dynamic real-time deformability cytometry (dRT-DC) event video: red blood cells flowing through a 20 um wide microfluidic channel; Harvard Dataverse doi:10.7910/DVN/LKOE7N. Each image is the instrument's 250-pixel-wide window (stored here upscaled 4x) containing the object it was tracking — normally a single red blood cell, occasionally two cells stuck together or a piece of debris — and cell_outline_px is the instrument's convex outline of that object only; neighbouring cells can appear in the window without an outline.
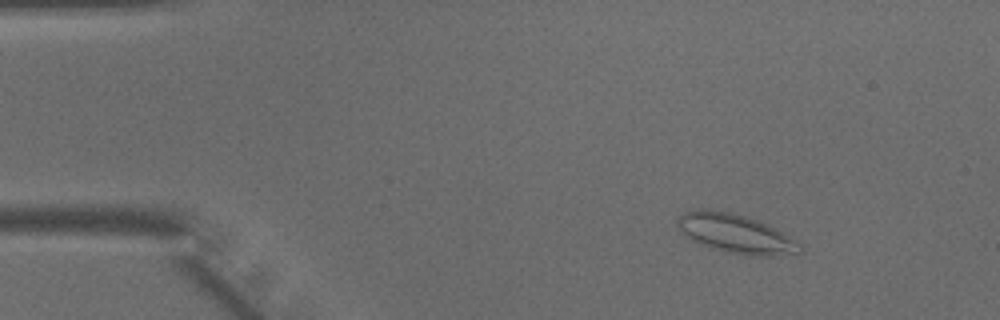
{"species": "common noctule bat (a hibernating species)", "species_latin": "Nyctalus noctula", "temperature_condition": "warm", "stored_images_in_passage": 48, "segment_of_instrument_passage": [1, 2], "camera_frame_rate_fps": 3000, "um_per_image_px": 0.085, "animal": {"sex": "male", "body_mass_g": 15.6}, "frame": {"image": 1, "passage_image": 7, "time_ms": 2.0, "image_size_px": [1000, 320], "cell_outline_px": [[804, 252], [768, 256], [752, 256], [728, 252], [712, 248], [700, 244], [692, 240], [676, 224], [676, 220], [684, 212], [696, 208], [708, 208], [728, 212], [744, 216], [756, 220], [776, 228], [800, 244], [804, 248]], "centroid_in_image_um": [62.53, 19.85], "position_along_channel_um": 22.5, "area_um2": 27.63}}
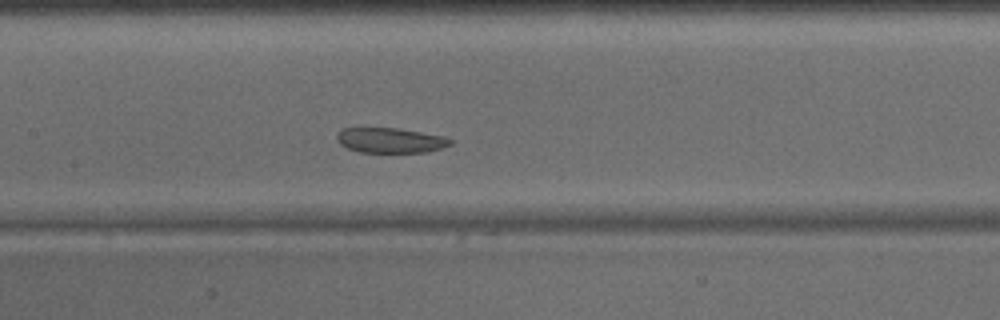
{"frame": {"image": 2, "passage_image": 23, "time_ms": 7.333, "image_size_px": [1000, 320], "cell_outline_px": [[452, 144], [428, 152], [360, 152], [348, 148], [340, 144], [336, 140], [336, 132], [344, 128], [396, 128], [444, 136], [452, 140]], "centroid_in_image_um": [33.15, 11.92], "position_along_channel_um": 174.2, "area_um2": 16.53}}
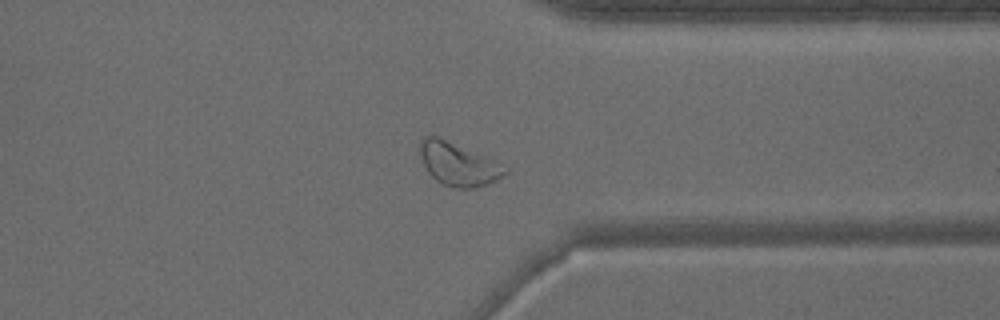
{"frame": {"image": 3, "passage_image": 37, "time_ms": 12.0, "image_size_px": [1000, 320], "cell_outline_px": [[508, 172], [496, 180], [488, 184], [476, 188], [452, 188], [436, 180], [428, 172], [420, 156], [420, 140], [424, 136], [440, 136], [480, 156]], "centroid_in_image_um": [38.83, 13.97], "position_along_channel_um": 372.6, "area_um2": 20.35}}